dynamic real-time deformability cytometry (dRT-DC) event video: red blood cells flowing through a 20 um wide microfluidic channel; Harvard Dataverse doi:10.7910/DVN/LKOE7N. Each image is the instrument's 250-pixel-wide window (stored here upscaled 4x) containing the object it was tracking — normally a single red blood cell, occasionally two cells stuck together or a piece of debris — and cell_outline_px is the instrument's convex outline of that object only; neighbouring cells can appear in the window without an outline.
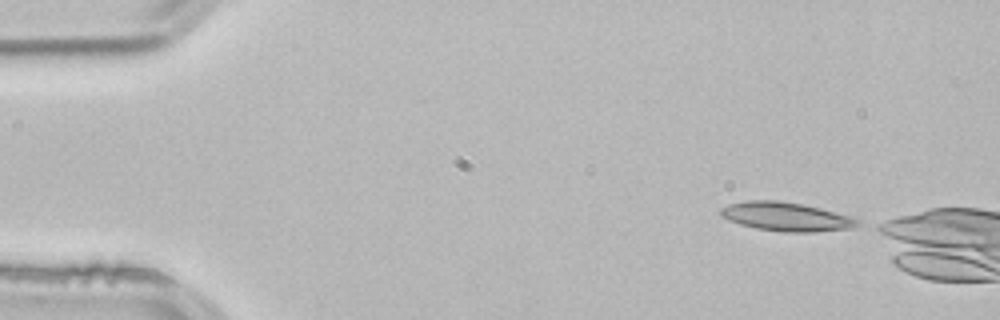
{"species": "common noctule bat (a hibernating species)", "species_latin": "Nyctalus noctula", "temperature_condition": "room temperature", "stored_images_in_passage": 4, "segment_of_instrument_passage": [2, 2], "camera_frame_rate_fps": 3000, "um_per_image_px": 0.085, "animal": {"sex": "male", "body_mass_g": 21.5, "forearm_length_mm": 52.0}, "frame": {"image": 1, "passage_image": 4, "time_ms": 1.0, "image_size_px": [1000, 320], "cell_outline_px": [[860, 224], [852, 228], [816, 232], [784, 232], [756, 228], [740, 224], [728, 220], [720, 216], [720, 208], [728, 204], [744, 200], [776, 200], [804, 204], [820, 208], [848, 216], [860, 220]], "centroid_in_image_um": [66.78, 18.41], "position_along_channel_um": 18.2, "area_um2": 23.06}}